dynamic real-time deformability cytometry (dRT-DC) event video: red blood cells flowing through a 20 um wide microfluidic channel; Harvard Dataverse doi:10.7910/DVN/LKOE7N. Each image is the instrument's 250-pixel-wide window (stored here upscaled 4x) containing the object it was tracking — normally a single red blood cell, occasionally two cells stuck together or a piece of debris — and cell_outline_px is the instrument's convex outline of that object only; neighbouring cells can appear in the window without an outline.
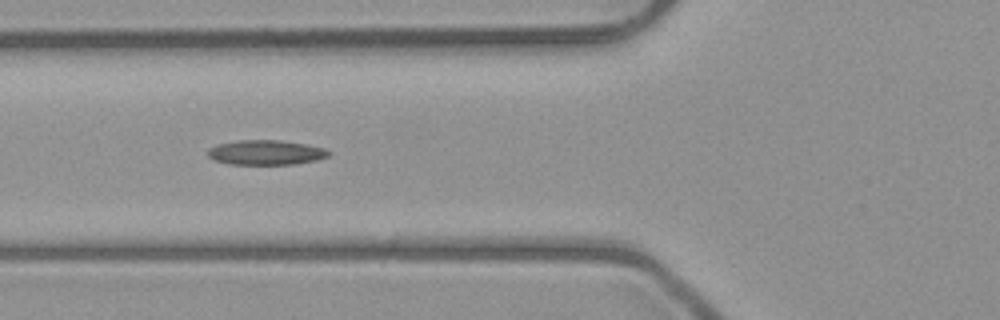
{"species": "common noctule bat (a hibernating species)", "species_latin": "Nyctalus noctula", "temperature_condition": "room temperature", "stored_images_in_passage": 9, "camera_frame_rate_fps": 3000, "um_per_image_px": 0.085, "animal": {"sex": "male", "body_mass_g": 23.1, "forearm_length_mm": 52.7}, "frame": {"image": 1, "passage_image": 6, "time_ms": 6.667, "image_size_px": [1000, 320], "cell_outline_px": [[328, 156], [316, 160], [292, 164], [228, 164], [216, 160], [208, 156], [208, 148], [216, 144], [236, 140], [280, 140], [304, 144], [324, 148], [328, 152]], "centroid_in_image_um": [22.54, 12.95], "position_along_channel_um": 103.3, "area_um2": 17.28}}
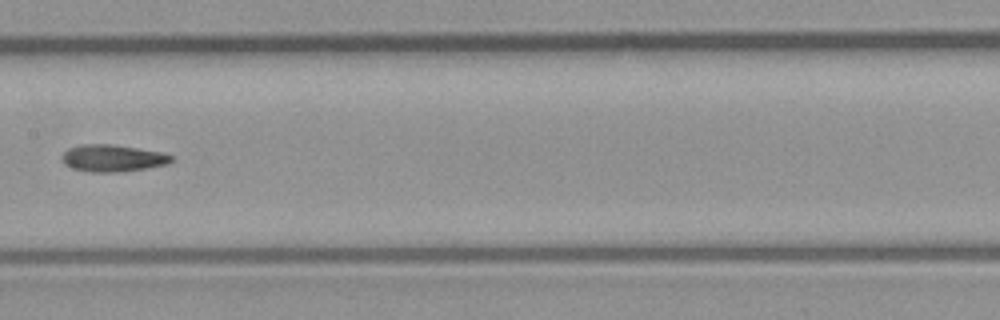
{"frame": {"image": 2, "passage_image": 8, "time_ms": 9.0, "image_size_px": [1000, 320], "cell_outline_px": [[172, 160], [168, 164], [144, 168], [112, 172], [92, 172], [76, 168], [64, 164], [60, 156], [68, 148], [80, 144], [112, 144], [164, 152], [172, 156]], "centroid_in_image_um": [9.56, 13.42], "position_along_channel_um": 197.8, "area_um2": 17.05}}
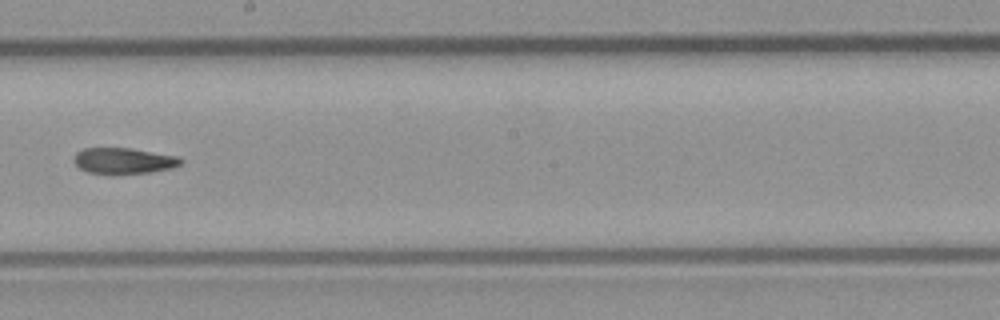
{"frame": {"image": 3, "passage_image": 9, "time_ms": 10.0, "image_size_px": [1000, 320], "cell_outline_px": [[184, 160], [180, 164], [172, 168], [152, 172], [116, 176], [108, 176], [88, 172], [80, 168], [72, 160], [76, 152], [84, 148], [132, 148], [176, 156]], "centroid_in_image_um": [10.48, 13.7], "position_along_channel_um": 237.7, "area_um2": 16.76}}